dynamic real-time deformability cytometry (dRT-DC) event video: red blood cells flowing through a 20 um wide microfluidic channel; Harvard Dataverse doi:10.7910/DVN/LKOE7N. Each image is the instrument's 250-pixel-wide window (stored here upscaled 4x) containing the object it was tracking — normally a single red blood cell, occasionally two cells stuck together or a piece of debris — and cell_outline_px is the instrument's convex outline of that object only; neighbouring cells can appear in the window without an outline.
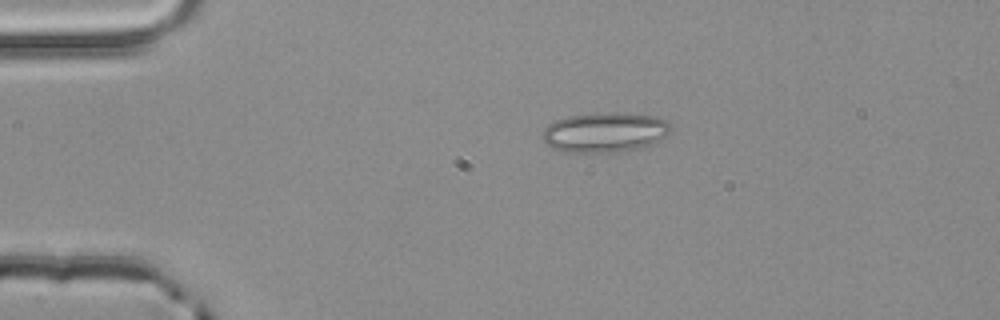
{"species": "common noctule bat (a hibernating species)", "species_latin": "Nyctalus noctula", "temperature_condition": "room temperature", "stored_images_in_passage": 35, "camera_frame_rate_fps": 3000, "um_per_image_px": 0.085, "animal": {"sex": "male", "body_mass_g": 20.4}, "frame": {"image": 1, "passage_image": 1, "time_ms": 0.0, "image_size_px": [1000, 320], "cell_outline_px": [[672, 128], [656, 144], [640, 148], [616, 152], [572, 152], [552, 148], [544, 140], [544, 128], [548, 124], [556, 120], [568, 116], [608, 112], [624, 112], [656, 116], [664, 120]], "centroid_in_image_um": [51.45, 11.24], "position_along_channel_um": 33.5, "area_um2": 29.77}}
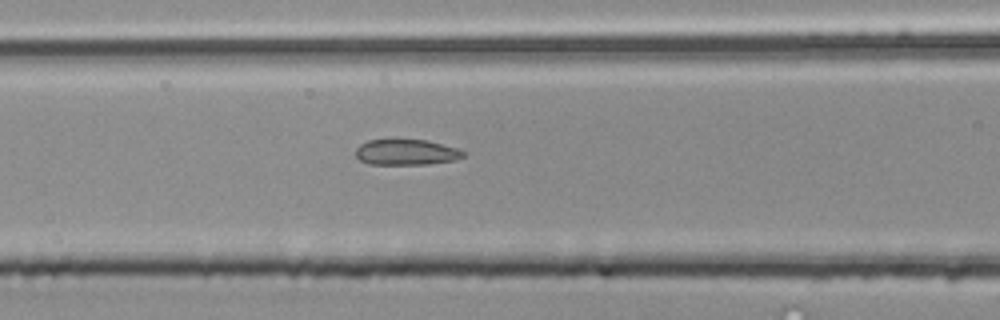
{"frame": {"image": 2, "passage_image": 12, "time_ms": 3.667, "image_size_px": [1000, 320], "cell_outline_px": [[468, 152], [464, 156], [456, 160], [428, 164], [368, 164], [360, 160], [356, 156], [356, 148], [360, 144], [368, 140], [396, 136], [428, 140], [460, 148]], "centroid_in_image_um": [34.56, 12.88], "position_along_channel_um": 132.0, "area_um2": 17.17}}
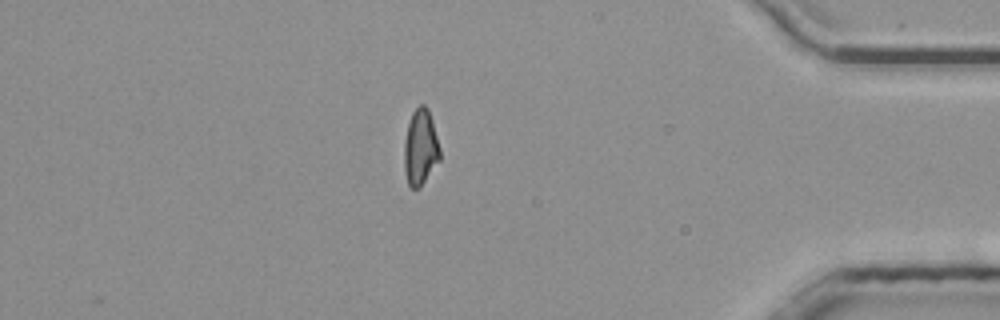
{"frame": {"image": 3, "passage_image": 35, "time_ms": 11.333, "image_size_px": [1000, 320], "cell_outline_px": [[440, 160], [420, 188], [412, 188], [408, 184], [404, 172], [404, 140], [408, 120], [412, 112], [420, 104], [424, 104], [428, 108], [432, 120], [440, 148]], "centroid_in_image_um": [35.73, 12.52], "position_along_channel_um": 399.5, "area_um2": 16.07}, "authors_computed_cell_mechanics": {"area_um2": 16.473, "velocity_mm_per_s": 3.9919, "shape_relaxation_time_tau1_ms": null, "shape_relaxation_time_tau2_ms": 1.7279, "deformation_change_tau1": null, "deformation_change_tau2": 0.0995}}